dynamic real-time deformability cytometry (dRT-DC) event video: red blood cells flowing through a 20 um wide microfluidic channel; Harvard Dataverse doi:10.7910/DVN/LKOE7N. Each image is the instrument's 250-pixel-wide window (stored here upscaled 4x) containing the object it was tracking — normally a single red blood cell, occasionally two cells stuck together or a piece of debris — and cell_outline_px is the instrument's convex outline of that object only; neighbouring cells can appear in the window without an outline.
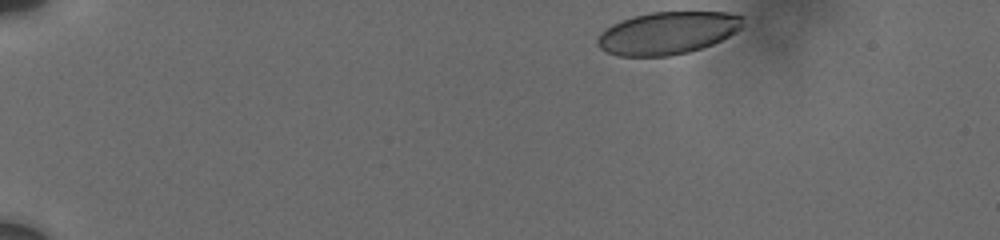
{"species": "human", "species_latin": "Homo sapiens", "temperature_condition": "cold", "stored_images_in_passage": 23, "camera_frame_rate_fps": 3000, "um_per_image_px": 0.085, "donor": {"sex": "male"}, "frame": {"image": 1, "passage_image": 1, "time_ms": 0.0, "image_size_px": [1000, 240], "cell_outline_px": [[744, 16], [740, 28], [736, 32], [712, 44], [688, 52], [668, 56], [616, 56], [600, 48], [596, 44], [596, 40], [600, 32], [612, 24], [620, 20], [632, 16], [652, 12], [728, 12]], "centroid_in_image_um": [56.7, 2.8], "position_along_channel_um": 28.3, "area_um2": 36.07}}
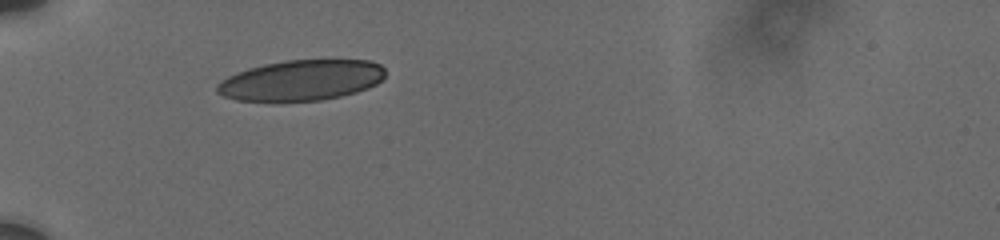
{"frame": {"image": 2, "passage_image": 20, "time_ms": 3.333, "image_size_px": [1000, 240], "cell_outline_px": [[384, 76], [376, 84], [368, 88], [356, 92], [340, 96], [320, 100], [236, 100], [224, 96], [216, 92], [216, 84], [220, 80], [236, 72], [248, 68], [264, 64], [284, 60], [368, 60], [380, 64], [384, 68]], "centroid_in_image_um": [25.59, 6.81], "position_along_channel_um": 59.4, "area_um2": 39.54}}
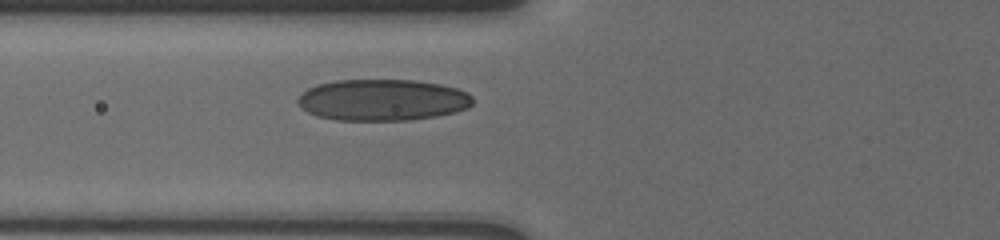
{"frame": {"image": 3, "passage_image": 23, "time_ms": 4.667, "image_size_px": [1000, 240], "cell_outline_px": [[472, 104], [468, 108], [456, 112], [436, 116], [408, 120], [336, 120], [320, 116], [308, 112], [296, 100], [308, 88], [320, 84], [336, 80], [412, 80], [440, 84], [456, 88], [468, 92], [472, 96]], "centroid_in_image_um": [32.56, 8.49], "position_along_channel_um": 93.2, "area_um2": 42.02}}